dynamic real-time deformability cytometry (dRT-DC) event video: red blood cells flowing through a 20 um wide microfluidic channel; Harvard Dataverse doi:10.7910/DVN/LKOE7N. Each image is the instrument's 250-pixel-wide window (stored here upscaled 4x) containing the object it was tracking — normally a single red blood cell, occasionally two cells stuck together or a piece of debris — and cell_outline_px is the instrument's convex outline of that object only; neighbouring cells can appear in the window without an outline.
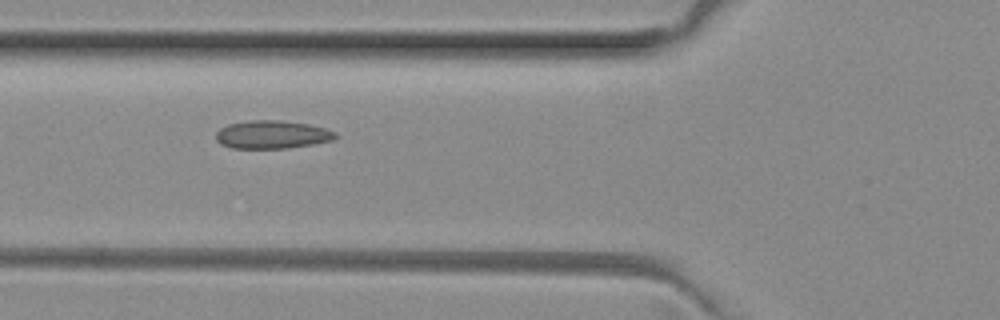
{"species": "common noctule bat (a hibernating species)", "species_latin": "Nyctalus noctula", "temperature_condition": "room temperature", "stored_images_in_passage": 9, "camera_frame_rate_fps": 3000, "um_per_image_px": 0.085, "animal": {"sex": "female", "body_mass_g": 29.2, "forearm_length_mm": 56.3}, "frame": {"image": 1, "passage_image": 7, "time_ms": 2.0, "image_size_px": [1000, 320], "cell_outline_px": [[340, 136], [332, 140], [312, 144], [288, 148], [232, 148], [220, 144], [216, 140], [216, 132], [220, 128], [228, 124], [248, 120], [280, 120], [308, 124], [324, 128], [336, 132]], "centroid_in_image_um": [23.12, 11.43], "position_along_channel_um": 102.7, "area_um2": 19.65}}
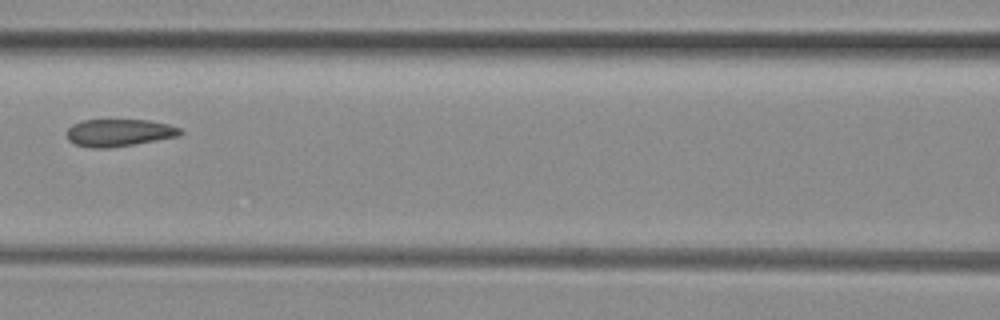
{"frame": {"image": 2, "passage_image": 8, "time_ms": 2.333, "image_size_px": [1000, 320], "cell_outline_px": [[184, 132], [180, 136], [108, 148], [92, 148], [76, 144], [68, 140], [68, 128], [72, 124], [84, 120], [148, 120], [168, 124], [180, 128]], "centroid_in_image_um": [10.14, 11.27], "position_along_channel_um": 156.5, "area_um2": 17.92}}
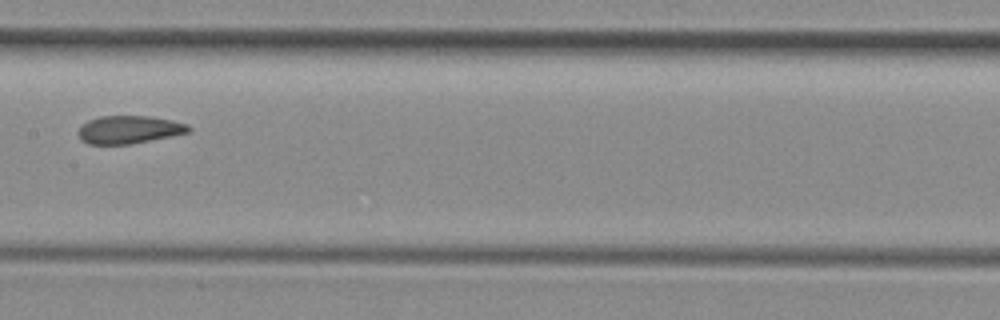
{"frame": {"image": 3, "passage_image": 9, "time_ms": 2.667, "image_size_px": [1000, 320], "cell_outline_px": [[192, 132], [132, 144], [88, 144], [80, 140], [76, 132], [88, 120], [100, 116], [148, 116], [172, 120], [188, 124], [192, 128]], "centroid_in_image_um": [10.99, 11.02], "position_along_channel_um": 196.4, "area_um2": 18.15}}